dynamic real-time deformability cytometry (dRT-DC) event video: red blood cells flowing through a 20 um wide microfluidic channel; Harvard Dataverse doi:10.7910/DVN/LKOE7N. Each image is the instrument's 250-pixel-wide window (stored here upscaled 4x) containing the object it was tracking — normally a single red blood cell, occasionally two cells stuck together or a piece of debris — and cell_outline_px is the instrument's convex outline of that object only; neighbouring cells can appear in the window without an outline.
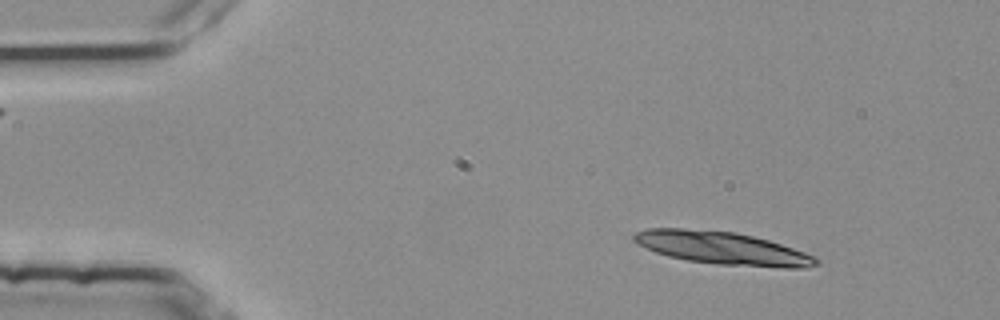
{"species": "common noctule bat (a hibernating species)", "species_latin": "Nyctalus noctula", "temperature_condition": "room temperature", "stored_images_in_passage": 22, "camera_frame_rate_fps": 3000, "um_per_image_px": 0.085, "animal": {"sex": "female", "body_mass_g": 25.1}, "frame": {"image": 1, "passage_image": 1, "time_ms": 0.0, "image_size_px": [1000, 320], "cell_outline_px": [[820, 264], [808, 268], [780, 268], [716, 264], [688, 260], [668, 256], [656, 252], [636, 244], [632, 240], [632, 236], [636, 232], [644, 228], [684, 228], [736, 232], [768, 240], [804, 252], [820, 260]], "centroid_in_image_um": [61.38, 21.09], "position_along_channel_um": 23.6, "area_um2": 34.91}}
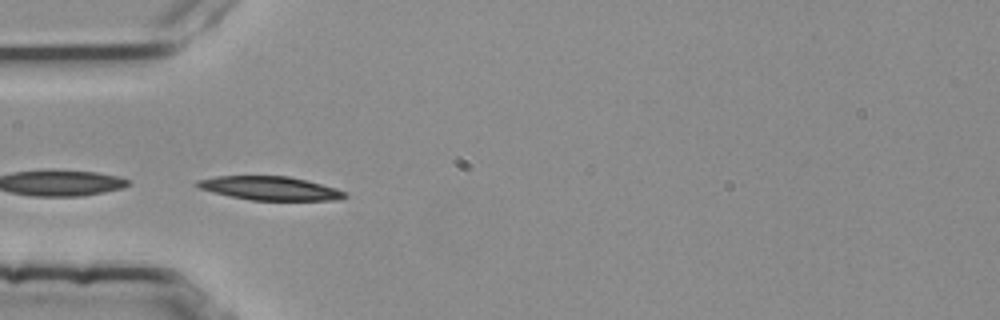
{"frame": {"image": 2, "passage_image": 11, "time_ms": 3.333, "image_size_px": [1000, 320], "cell_outline_px": [[348, 196], [336, 200], [252, 200], [212, 192], [200, 188], [196, 184], [196, 180], [216, 176], [288, 176], [308, 180], [336, 188], [348, 192]], "centroid_in_image_um": [23.0, 16.0], "position_along_channel_um": 62.0, "area_um2": 20.35}}